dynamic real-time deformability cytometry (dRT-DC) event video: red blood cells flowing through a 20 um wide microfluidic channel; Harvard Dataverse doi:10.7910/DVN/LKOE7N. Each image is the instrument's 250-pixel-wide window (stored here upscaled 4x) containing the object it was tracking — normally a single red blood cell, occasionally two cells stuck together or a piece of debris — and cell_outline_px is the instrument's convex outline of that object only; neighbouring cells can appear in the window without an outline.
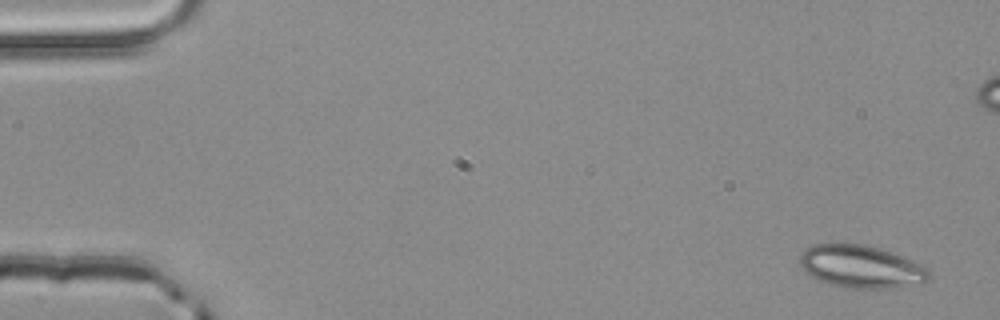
{"species": "common noctule bat (a hibernating species)", "species_latin": "Nyctalus noctula", "temperature_condition": "room temperature", "stored_images_in_passage": 4, "camera_frame_rate_fps": 3000, "um_per_image_px": 0.085, "animal": {"sex": "male", "body_mass_g": 20.4}, "frame": {"image": 1, "passage_image": 1, "time_ms": 0.0, "image_size_px": [1000, 320], "cell_outline_px": [[928, 280], [924, 284], [892, 288], [844, 288], [828, 284], [812, 276], [800, 264], [800, 252], [804, 248], [816, 244], [864, 244], [880, 248], [904, 256], [924, 264], [928, 268]], "centroid_in_image_um": [73.25, 22.67], "position_along_channel_um": 11.8, "area_um2": 32.43}}